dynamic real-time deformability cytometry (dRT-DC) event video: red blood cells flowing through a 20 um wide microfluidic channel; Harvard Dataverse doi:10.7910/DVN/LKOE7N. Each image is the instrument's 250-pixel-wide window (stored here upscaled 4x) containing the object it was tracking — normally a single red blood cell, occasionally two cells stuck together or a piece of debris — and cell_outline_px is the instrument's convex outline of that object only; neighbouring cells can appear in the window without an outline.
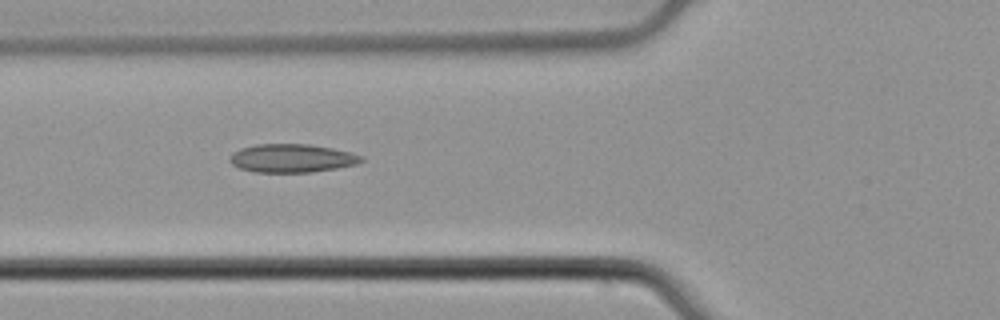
{"species": "common noctule bat (a hibernating species)", "species_latin": "Nyctalus noctula", "temperature_condition": "cold", "stored_images_in_passage": 5, "segment_of_instrument_passage": [1, 2], "camera_frame_rate_fps": 3000, "um_per_image_px": 0.085, "animal": {"sex": "male", "body_mass_g": 21.5, "forearm_length_mm": 52.0}, "frame": {"image": 1, "passage_image": 3, "time_ms": 0.667, "image_size_px": [1000, 320], "cell_outline_px": [[364, 160], [356, 164], [336, 168], [308, 172], [252, 172], [240, 168], [232, 164], [228, 160], [232, 152], [240, 148], [256, 144], [312, 144], [332, 148], [364, 156]], "centroid_in_image_um": [24.77, 13.44], "position_along_channel_um": 101.0, "area_um2": 21.79}}
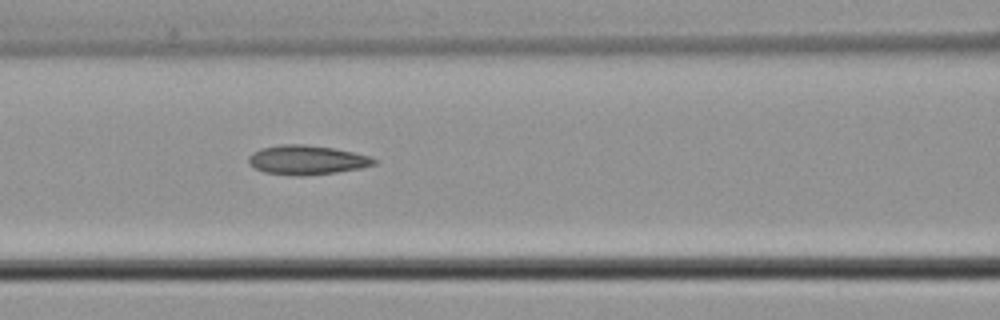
{"frame": {"image": 2, "passage_image": 4, "time_ms": 1.0, "image_size_px": [1000, 320], "cell_outline_px": [[376, 164], [360, 168], [336, 172], [264, 172], [256, 168], [248, 160], [248, 156], [252, 152], [260, 148], [280, 144], [304, 144], [332, 148], [372, 156], [376, 160]], "centroid_in_image_um": [26.11, 13.52], "position_along_channel_um": 140.5, "area_um2": 20.23}}